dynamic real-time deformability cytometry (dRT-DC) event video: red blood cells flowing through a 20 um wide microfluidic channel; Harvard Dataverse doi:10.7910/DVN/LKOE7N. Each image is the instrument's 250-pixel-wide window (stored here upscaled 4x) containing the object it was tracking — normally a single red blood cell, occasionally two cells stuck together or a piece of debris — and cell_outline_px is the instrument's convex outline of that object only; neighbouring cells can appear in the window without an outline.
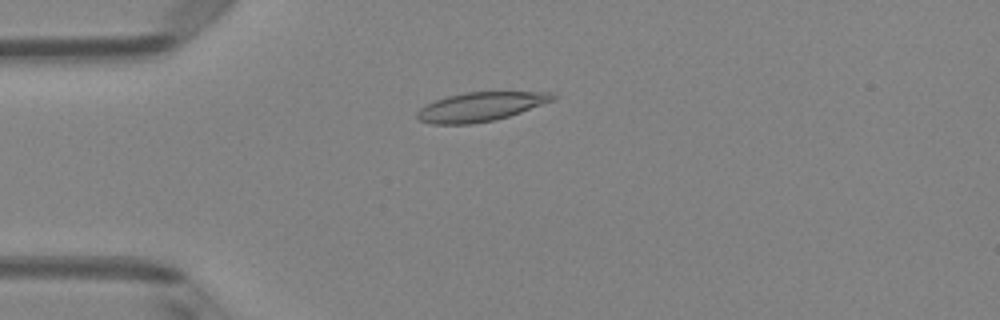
{"species": "Egyptian fruit bat (a non-hibernating species)", "species_latin": "Rousettus aegyptiacus", "temperature_condition": "room temperature", "stored_images_in_passage": 5, "camera_frame_rate_fps": 3000, "um_per_image_px": 0.085, "animal": {"sex": "female"}, "frame": {"image": 1, "passage_image": 4, "time_ms": 1.0, "image_size_px": [1000, 320], "cell_outline_px": [[556, 100], [508, 116], [492, 120], [468, 124], [432, 124], [420, 120], [416, 116], [416, 112], [420, 108], [436, 100], [448, 96], [468, 92], [552, 92], [556, 96]], "centroid_in_image_um": [40.86, 9.07], "position_along_channel_um": 44.1, "area_um2": 22.66}}
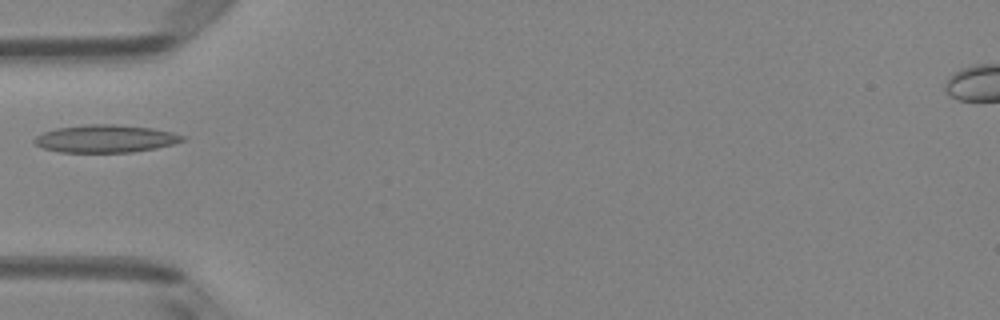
{"frame": {"image": 2, "passage_image": 5, "time_ms": 1.333, "image_size_px": [1000, 320], "cell_outline_px": [[184, 140], [172, 144], [156, 148], [132, 152], [60, 152], [44, 148], [36, 144], [32, 140], [36, 136], [44, 132], [56, 128], [88, 124], [112, 124], [152, 128], [172, 132], [184, 136]], "centroid_in_image_um": [8.95, 11.78], "position_along_channel_um": 76.0, "area_um2": 23.7}}